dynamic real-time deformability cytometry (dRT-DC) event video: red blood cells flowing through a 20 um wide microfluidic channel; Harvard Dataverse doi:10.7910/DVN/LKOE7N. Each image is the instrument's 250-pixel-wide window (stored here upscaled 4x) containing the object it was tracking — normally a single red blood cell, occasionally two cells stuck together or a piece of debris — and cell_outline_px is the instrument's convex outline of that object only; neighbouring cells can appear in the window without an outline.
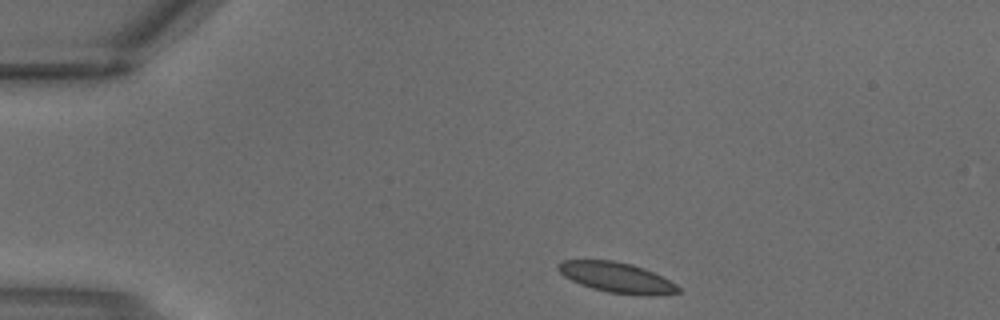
{"species": "common noctule bat (a hibernating species)", "species_latin": "Nyctalus noctula", "temperature_condition": "warm", "stored_images_in_passage": 2, "segment_of_instrument_passage": [2, 2], "camera_frame_rate_fps": 3000, "um_per_image_px": 0.085, "animal": {"sex": "male", "body_mass_g": 18.8}, "frame": {"image": 1, "passage_image": 2, "time_ms": 0.333, "image_size_px": [1000, 320], "cell_outline_px": [[680, 292], [608, 292], [592, 288], [580, 284], [564, 276], [556, 268], [556, 264], [564, 260], [612, 260], [632, 264], [644, 268], [676, 284], [680, 288]], "centroid_in_image_um": [52.27, 23.51], "position_along_channel_um": 32.7, "area_um2": 20.0}}